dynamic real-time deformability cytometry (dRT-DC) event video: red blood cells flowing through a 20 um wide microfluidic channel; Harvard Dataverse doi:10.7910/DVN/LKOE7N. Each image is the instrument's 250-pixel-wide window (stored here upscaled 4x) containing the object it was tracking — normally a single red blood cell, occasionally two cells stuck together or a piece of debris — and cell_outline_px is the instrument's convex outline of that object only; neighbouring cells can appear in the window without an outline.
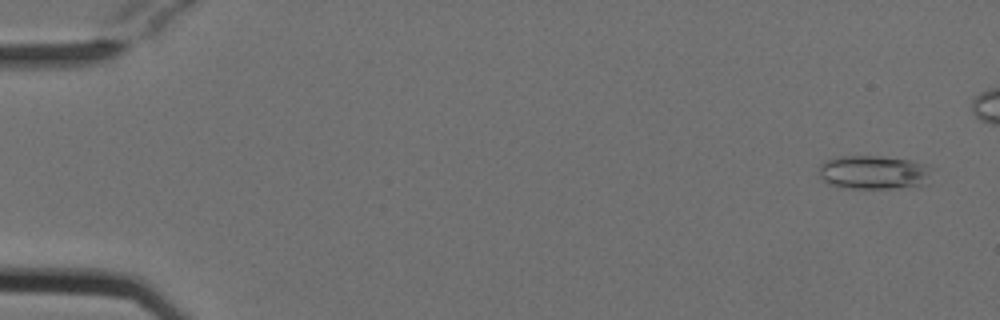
{"species": "Egyptian fruit bat (a non-hibernating species)", "species_latin": "Rousettus aegyptiacus", "temperature_condition": "cold", "stored_images_in_passage": 49, "camera_frame_rate_fps": 3000, "um_per_image_px": 0.085, "animal": {"sex": "female"}, "frame": {"image": 1, "passage_image": 3, "time_ms": 0.667, "image_size_px": [1000, 320], "cell_outline_px": [[936, 168], [928, 184], [896, 188], [852, 188], [828, 184], [820, 176], [820, 164], [824, 160], [840, 156], [880, 156], [908, 160], [928, 164]], "centroid_in_image_um": [74.36, 14.64], "position_along_channel_um": 10.6, "area_um2": 22.6}}
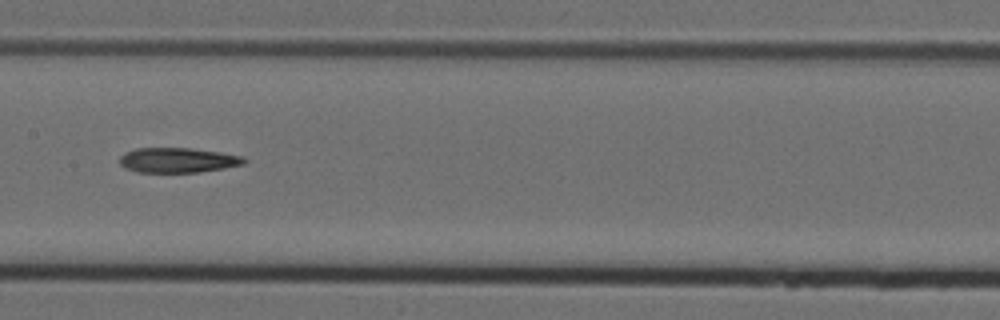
{"frame": {"image": 2, "passage_image": 28, "time_ms": 9.0, "image_size_px": [1000, 320], "cell_outline_px": [[248, 160], [244, 164], [224, 168], [200, 172], [136, 172], [124, 168], [120, 164], [120, 156], [124, 152], [136, 148], [192, 148], [220, 152], [244, 156]], "centroid_in_image_um": [15.12, 13.61], "position_along_channel_um": 192.3, "area_um2": 18.26}}
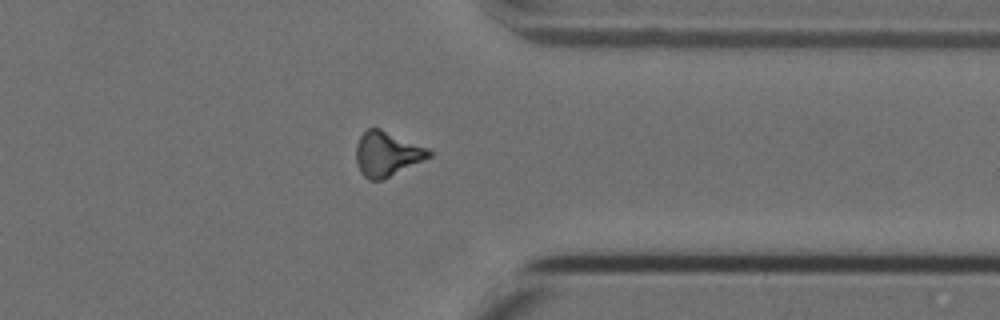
{"frame": {"image": 3, "passage_image": 43, "time_ms": 14.0, "image_size_px": [1000, 320], "cell_outline_px": [[432, 156], [384, 180], [368, 180], [360, 172], [356, 160], [356, 144], [360, 136], [368, 128], [380, 128], [428, 148], [432, 152]], "centroid_in_image_um": [32.89, 13.09], "position_along_channel_um": 378.5, "area_um2": 19.07}}